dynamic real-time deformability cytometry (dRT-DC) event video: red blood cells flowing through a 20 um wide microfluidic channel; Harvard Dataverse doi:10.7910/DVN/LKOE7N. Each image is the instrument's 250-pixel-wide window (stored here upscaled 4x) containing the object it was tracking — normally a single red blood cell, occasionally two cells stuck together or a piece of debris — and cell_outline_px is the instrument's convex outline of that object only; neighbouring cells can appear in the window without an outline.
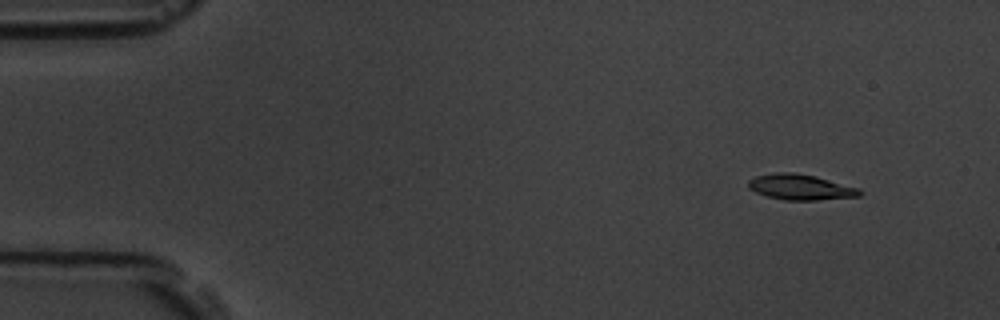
{"species": "common noctule bat (a hibernating species)", "species_latin": "Nyctalus noctula", "temperature_condition": "room temperature", "stored_images_in_passage": 4, "camera_frame_rate_fps": 3000, "um_per_image_px": 0.085, "animal": {"sex": "male", "body_mass_g": 19.5, "forearm_length_mm": 54.6}, "frame": {"image": 1, "passage_image": 1, "time_ms": 0.0, "image_size_px": [1000, 320], "cell_outline_px": [[864, 192], [860, 196], [816, 200], [784, 200], [768, 196], [756, 192], [748, 188], [748, 180], [756, 176], [776, 172], [792, 172], [816, 176], [860, 188]], "centroid_in_image_um": [68.07, 15.9], "position_along_channel_um": 16.9, "area_um2": 16.65}}
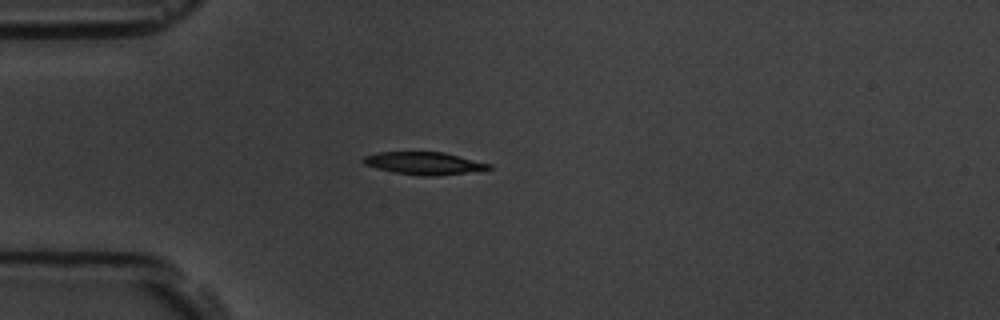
{"frame": {"image": 2, "passage_image": 4, "time_ms": 3.333, "image_size_px": [1000, 320], "cell_outline_px": [[496, 168], [468, 172], [432, 176], [424, 176], [392, 172], [376, 168], [364, 164], [364, 156], [376, 152], [444, 152], [492, 164]], "centroid_in_image_um": [36.08, 13.87], "position_along_channel_um": 48.9, "area_um2": 16.47}}